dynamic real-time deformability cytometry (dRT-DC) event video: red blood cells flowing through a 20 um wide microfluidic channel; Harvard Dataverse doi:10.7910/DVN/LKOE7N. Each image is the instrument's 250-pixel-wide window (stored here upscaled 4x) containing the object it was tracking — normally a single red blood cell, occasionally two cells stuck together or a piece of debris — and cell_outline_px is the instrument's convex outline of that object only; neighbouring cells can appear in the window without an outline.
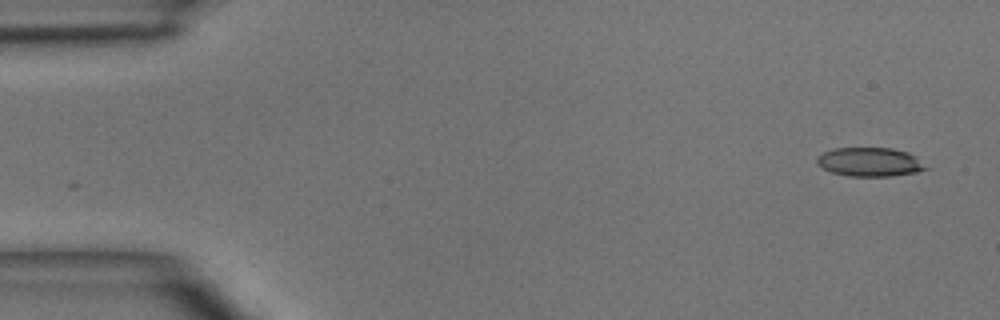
{"species": "common noctule bat (a hibernating species)", "species_latin": "Nyctalus noctula", "temperature_condition": "room temperature", "stored_images_in_passage": 4, "segment_of_instrument_passage": [2, 2], "camera_frame_rate_fps": 3000, "um_per_image_px": 0.085, "animal": {"sex": "male", "body_mass_g": 15.6}, "frame": {"image": 1, "passage_image": 4, "time_ms": 4.333, "image_size_px": [1000, 320], "cell_outline_px": [[932, 168], [916, 172], [892, 176], [848, 176], [832, 172], [816, 164], [816, 156], [832, 148], [892, 148], [908, 152], [916, 156]], "centroid_in_image_um": [73.97, 13.76], "position_along_channel_um": 11.0, "area_um2": 18.61}}